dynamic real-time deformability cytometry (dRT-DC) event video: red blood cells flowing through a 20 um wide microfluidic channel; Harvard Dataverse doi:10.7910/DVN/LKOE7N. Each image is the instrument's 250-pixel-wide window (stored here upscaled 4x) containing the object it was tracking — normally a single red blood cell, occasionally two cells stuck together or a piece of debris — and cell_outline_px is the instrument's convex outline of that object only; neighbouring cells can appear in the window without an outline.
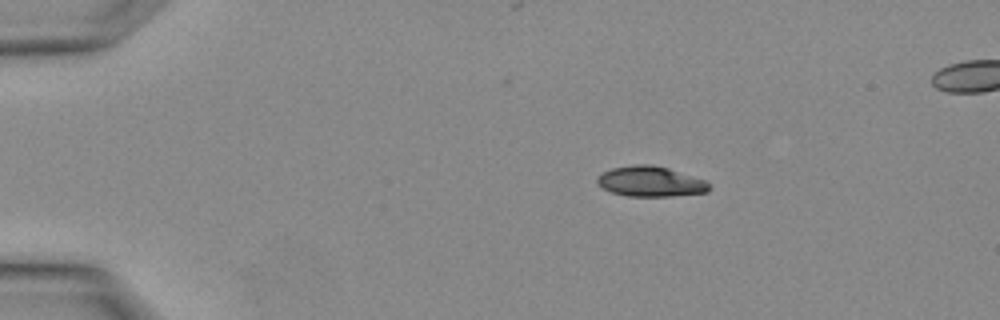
{"species": "Egyptian fruit bat (a non-hibernating species)", "species_latin": "Rousettus aegyptiacus", "temperature_condition": "warm", "stored_images_in_passage": 3, "camera_frame_rate_fps": 3000, "um_per_image_px": 0.085, "animal": {"sex": "female"}, "frame": {"image": 1, "passage_image": 1, "time_ms": 0.0, "image_size_px": [1000, 320], "cell_outline_px": [[712, 184], [708, 192], [668, 196], [628, 196], [612, 192], [596, 184], [596, 180], [604, 172], [612, 168], [632, 164], [652, 164], [668, 168], [704, 180]], "centroid_in_image_um": [55.3, 15.42], "position_along_channel_um": 29.7, "area_um2": 19.65}}